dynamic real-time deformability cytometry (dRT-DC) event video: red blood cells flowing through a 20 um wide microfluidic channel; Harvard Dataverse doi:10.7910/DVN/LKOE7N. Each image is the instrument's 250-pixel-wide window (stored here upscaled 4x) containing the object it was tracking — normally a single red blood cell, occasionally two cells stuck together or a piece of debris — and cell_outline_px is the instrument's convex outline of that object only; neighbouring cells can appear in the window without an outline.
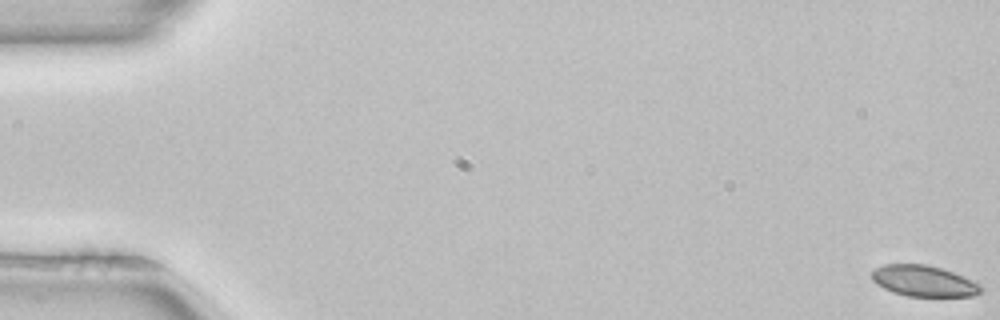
{"species": "common noctule bat (a hibernating species)", "species_latin": "Nyctalus noctula", "temperature_condition": "room temperature", "stored_images_in_passage": 54, "camera_frame_rate_fps": 3000, "um_per_image_px": 0.085, "animal": {"sex": "female", "body_mass_g": 22.7, "forearm_length_mm": 54.2}, "frame": {"image": 1, "passage_image": 1, "time_ms": 0.0, "image_size_px": [1000, 320], "cell_outline_px": [[984, 288], [976, 296], [908, 296], [892, 292], [876, 284], [872, 280], [872, 272], [876, 268], [884, 264], [928, 264], [952, 272], [972, 280], [980, 284]], "centroid_in_image_um": [78.52, 23.88], "position_along_channel_um": 6.5, "area_um2": 19.71}}
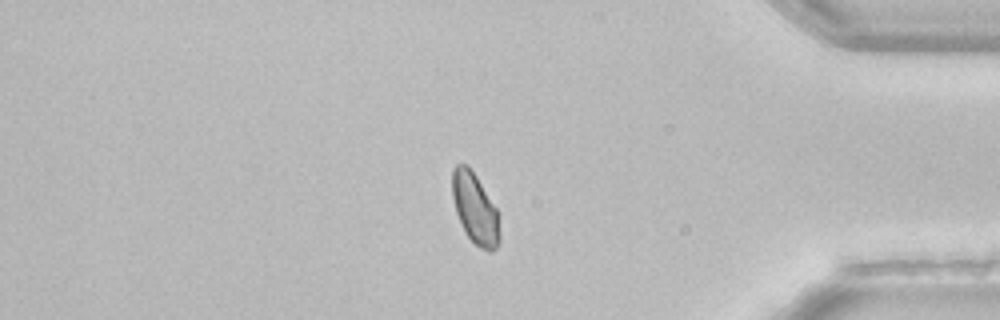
{"frame": {"image": 2, "passage_image": 45, "time_ms": 14.667, "image_size_px": [1000, 320], "cell_outline_px": [[500, 240], [496, 248], [492, 252], [488, 252], [480, 248], [464, 232], [456, 212], [452, 196], [452, 168], [456, 164], [468, 164], [476, 176], [496, 208], [500, 232]], "centroid_in_image_um": [40.37, 17.73], "position_along_channel_um": 394.8, "area_um2": 19.54}, "authors_computed_cell_mechanics": {"area_um2": 20.23, "velocity_mm_per_s": 3.9468, "shape_relaxation_time_tau1_ms": null, "shape_relaxation_time_tau2_ms": 2.7057, "deformation_change_tau1": null, "deformation_change_tau2": 0.0386}}